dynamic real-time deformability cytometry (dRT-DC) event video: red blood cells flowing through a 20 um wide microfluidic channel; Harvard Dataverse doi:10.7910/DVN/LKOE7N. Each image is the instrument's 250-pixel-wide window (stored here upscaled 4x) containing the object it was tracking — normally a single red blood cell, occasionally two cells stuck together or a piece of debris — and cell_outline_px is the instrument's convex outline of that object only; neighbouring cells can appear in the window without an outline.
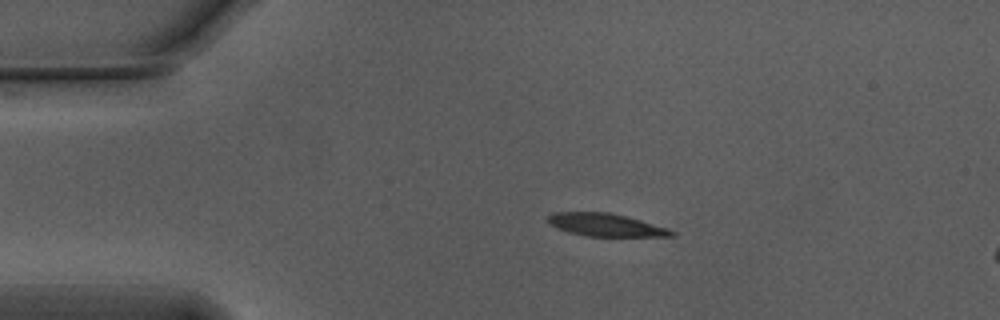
{"species": "Egyptian fruit bat (a non-hibernating species)", "species_latin": "Rousettus aegyptiacus", "temperature_condition": "warm", "stored_images_in_passage": 7, "camera_frame_rate_fps": 3000, "um_per_image_px": 0.085, "animal": {"sex": "male"}, "frame": {"image": 1, "passage_image": 1, "time_ms": 0.0, "image_size_px": [1000, 320], "cell_outline_px": [[676, 236], [584, 236], [568, 232], [548, 224], [548, 216], [552, 212], [608, 212], [640, 220], [668, 228], [676, 232]], "centroid_in_image_um": [51.46, 19.12], "position_along_channel_um": 33.5, "area_um2": 16.36}}